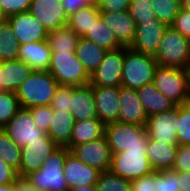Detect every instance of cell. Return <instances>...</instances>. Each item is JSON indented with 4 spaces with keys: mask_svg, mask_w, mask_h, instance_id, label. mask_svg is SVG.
<instances>
[{
    "mask_svg": "<svg viewBox=\"0 0 190 191\" xmlns=\"http://www.w3.org/2000/svg\"><path fill=\"white\" fill-rule=\"evenodd\" d=\"M186 71H187V75H188V83H189V88H190V62L187 65Z\"/></svg>",
    "mask_w": 190,
    "mask_h": 191,
    "instance_id": "cell-54",
    "label": "cell"
},
{
    "mask_svg": "<svg viewBox=\"0 0 190 191\" xmlns=\"http://www.w3.org/2000/svg\"><path fill=\"white\" fill-rule=\"evenodd\" d=\"M80 36L68 25L48 33L47 42L52 53L75 52Z\"/></svg>",
    "mask_w": 190,
    "mask_h": 191,
    "instance_id": "cell-29",
    "label": "cell"
},
{
    "mask_svg": "<svg viewBox=\"0 0 190 191\" xmlns=\"http://www.w3.org/2000/svg\"><path fill=\"white\" fill-rule=\"evenodd\" d=\"M6 19L20 45L47 40L48 31L28 11L11 15Z\"/></svg>",
    "mask_w": 190,
    "mask_h": 191,
    "instance_id": "cell-16",
    "label": "cell"
},
{
    "mask_svg": "<svg viewBox=\"0 0 190 191\" xmlns=\"http://www.w3.org/2000/svg\"><path fill=\"white\" fill-rule=\"evenodd\" d=\"M157 66L155 57L126 47L121 86L137 90L152 83Z\"/></svg>",
    "mask_w": 190,
    "mask_h": 191,
    "instance_id": "cell-3",
    "label": "cell"
},
{
    "mask_svg": "<svg viewBox=\"0 0 190 191\" xmlns=\"http://www.w3.org/2000/svg\"><path fill=\"white\" fill-rule=\"evenodd\" d=\"M84 38L100 46L105 51L122 47L111 28L103 22L101 16L94 22L90 32Z\"/></svg>",
    "mask_w": 190,
    "mask_h": 191,
    "instance_id": "cell-31",
    "label": "cell"
},
{
    "mask_svg": "<svg viewBox=\"0 0 190 191\" xmlns=\"http://www.w3.org/2000/svg\"><path fill=\"white\" fill-rule=\"evenodd\" d=\"M155 16L162 23L171 26L179 12L181 3L174 0H151Z\"/></svg>",
    "mask_w": 190,
    "mask_h": 191,
    "instance_id": "cell-36",
    "label": "cell"
},
{
    "mask_svg": "<svg viewBox=\"0 0 190 191\" xmlns=\"http://www.w3.org/2000/svg\"><path fill=\"white\" fill-rule=\"evenodd\" d=\"M51 53L47 40L21 44L18 60L26 63L33 71H48Z\"/></svg>",
    "mask_w": 190,
    "mask_h": 191,
    "instance_id": "cell-23",
    "label": "cell"
},
{
    "mask_svg": "<svg viewBox=\"0 0 190 191\" xmlns=\"http://www.w3.org/2000/svg\"><path fill=\"white\" fill-rule=\"evenodd\" d=\"M171 27L190 39V11L181 7Z\"/></svg>",
    "mask_w": 190,
    "mask_h": 191,
    "instance_id": "cell-43",
    "label": "cell"
},
{
    "mask_svg": "<svg viewBox=\"0 0 190 191\" xmlns=\"http://www.w3.org/2000/svg\"><path fill=\"white\" fill-rule=\"evenodd\" d=\"M20 108L14 92L0 91V128H3Z\"/></svg>",
    "mask_w": 190,
    "mask_h": 191,
    "instance_id": "cell-37",
    "label": "cell"
},
{
    "mask_svg": "<svg viewBox=\"0 0 190 191\" xmlns=\"http://www.w3.org/2000/svg\"><path fill=\"white\" fill-rule=\"evenodd\" d=\"M63 172L68 189L95 185L101 173L98 169L82 163L71 152L65 158Z\"/></svg>",
    "mask_w": 190,
    "mask_h": 191,
    "instance_id": "cell-18",
    "label": "cell"
},
{
    "mask_svg": "<svg viewBox=\"0 0 190 191\" xmlns=\"http://www.w3.org/2000/svg\"><path fill=\"white\" fill-rule=\"evenodd\" d=\"M101 16L96 3L79 9L69 17L68 26L81 38H84L93 27L94 22Z\"/></svg>",
    "mask_w": 190,
    "mask_h": 191,
    "instance_id": "cell-30",
    "label": "cell"
},
{
    "mask_svg": "<svg viewBox=\"0 0 190 191\" xmlns=\"http://www.w3.org/2000/svg\"><path fill=\"white\" fill-rule=\"evenodd\" d=\"M131 191H166L164 171H152L131 181Z\"/></svg>",
    "mask_w": 190,
    "mask_h": 191,
    "instance_id": "cell-34",
    "label": "cell"
},
{
    "mask_svg": "<svg viewBox=\"0 0 190 191\" xmlns=\"http://www.w3.org/2000/svg\"><path fill=\"white\" fill-rule=\"evenodd\" d=\"M0 158L15 168L19 175L21 147L8 136L3 128H0Z\"/></svg>",
    "mask_w": 190,
    "mask_h": 191,
    "instance_id": "cell-33",
    "label": "cell"
},
{
    "mask_svg": "<svg viewBox=\"0 0 190 191\" xmlns=\"http://www.w3.org/2000/svg\"><path fill=\"white\" fill-rule=\"evenodd\" d=\"M15 190L38 191L34 186H32L31 182L27 179V177H21V176H19L15 182Z\"/></svg>",
    "mask_w": 190,
    "mask_h": 191,
    "instance_id": "cell-50",
    "label": "cell"
},
{
    "mask_svg": "<svg viewBox=\"0 0 190 191\" xmlns=\"http://www.w3.org/2000/svg\"><path fill=\"white\" fill-rule=\"evenodd\" d=\"M174 1H177L178 3H181L183 2V0H174Z\"/></svg>",
    "mask_w": 190,
    "mask_h": 191,
    "instance_id": "cell-57",
    "label": "cell"
},
{
    "mask_svg": "<svg viewBox=\"0 0 190 191\" xmlns=\"http://www.w3.org/2000/svg\"><path fill=\"white\" fill-rule=\"evenodd\" d=\"M58 147L48 135L39 141L31 142L22 147L19 176L26 177L30 173L39 170L43 162Z\"/></svg>",
    "mask_w": 190,
    "mask_h": 191,
    "instance_id": "cell-14",
    "label": "cell"
},
{
    "mask_svg": "<svg viewBox=\"0 0 190 191\" xmlns=\"http://www.w3.org/2000/svg\"><path fill=\"white\" fill-rule=\"evenodd\" d=\"M167 25L157 18L136 25L135 37L129 46L136 52L155 57Z\"/></svg>",
    "mask_w": 190,
    "mask_h": 191,
    "instance_id": "cell-13",
    "label": "cell"
},
{
    "mask_svg": "<svg viewBox=\"0 0 190 191\" xmlns=\"http://www.w3.org/2000/svg\"><path fill=\"white\" fill-rule=\"evenodd\" d=\"M58 86L48 71H33L16 91L20 107L50 105Z\"/></svg>",
    "mask_w": 190,
    "mask_h": 191,
    "instance_id": "cell-1",
    "label": "cell"
},
{
    "mask_svg": "<svg viewBox=\"0 0 190 191\" xmlns=\"http://www.w3.org/2000/svg\"><path fill=\"white\" fill-rule=\"evenodd\" d=\"M137 93L147 116L169 111L177 106L173 101L160 92L153 83L137 89Z\"/></svg>",
    "mask_w": 190,
    "mask_h": 191,
    "instance_id": "cell-26",
    "label": "cell"
},
{
    "mask_svg": "<svg viewBox=\"0 0 190 191\" xmlns=\"http://www.w3.org/2000/svg\"><path fill=\"white\" fill-rule=\"evenodd\" d=\"M28 12L48 31L68 25L62 0H32Z\"/></svg>",
    "mask_w": 190,
    "mask_h": 191,
    "instance_id": "cell-12",
    "label": "cell"
},
{
    "mask_svg": "<svg viewBox=\"0 0 190 191\" xmlns=\"http://www.w3.org/2000/svg\"><path fill=\"white\" fill-rule=\"evenodd\" d=\"M70 152L82 163L101 172L111 168L112 152L105 136L88 143L75 145Z\"/></svg>",
    "mask_w": 190,
    "mask_h": 191,
    "instance_id": "cell-11",
    "label": "cell"
},
{
    "mask_svg": "<svg viewBox=\"0 0 190 191\" xmlns=\"http://www.w3.org/2000/svg\"><path fill=\"white\" fill-rule=\"evenodd\" d=\"M173 171H190V145H178Z\"/></svg>",
    "mask_w": 190,
    "mask_h": 191,
    "instance_id": "cell-44",
    "label": "cell"
},
{
    "mask_svg": "<svg viewBox=\"0 0 190 191\" xmlns=\"http://www.w3.org/2000/svg\"><path fill=\"white\" fill-rule=\"evenodd\" d=\"M100 12H124L129 8L130 0H95Z\"/></svg>",
    "mask_w": 190,
    "mask_h": 191,
    "instance_id": "cell-45",
    "label": "cell"
},
{
    "mask_svg": "<svg viewBox=\"0 0 190 191\" xmlns=\"http://www.w3.org/2000/svg\"><path fill=\"white\" fill-rule=\"evenodd\" d=\"M177 128V144L190 145V106L187 103L178 105Z\"/></svg>",
    "mask_w": 190,
    "mask_h": 191,
    "instance_id": "cell-39",
    "label": "cell"
},
{
    "mask_svg": "<svg viewBox=\"0 0 190 191\" xmlns=\"http://www.w3.org/2000/svg\"><path fill=\"white\" fill-rule=\"evenodd\" d=\"M152 83L176 105L187 103L190 88L186 69L158 65Z\"/></svg>",
    "mask_w": 190,
    "mask_h": 191,
    "instance_id": "cell-6",
    "label": "cell"
},
{
    "mask_svg": "<svg viewBox=\"0 0 190 191\" xmlns=\"http://www.w3.org/2000/svg\"><path fill=\"white\" fill-rule=\"evenodd\" d=\"M62 2L67 16L70 17L79 9L88 7L95 3V0H62Z\"/></svg>",
    "mask_w": 190,
    "mask_h": 191,
    "instance_id": "cell-47",
    "label": "cell"
},
{
    "mask_svg": "<svg viewBox=\"0 0 190 191\" xmlns=\"http://www.w3.org/2000/svg\"><path fill=\"white\" fill-rule=\"evenodd\" d=\"M187 104L190 106V91H189V95H188V99H187Z\"/></svg>",
    "mask_w": 190,
    "mask_h": 191,
    "instance_id": "cell-55",
    "label": "cell"
},
{
    "mask_svg": "<svg viewBox=\"0 0 190 191\" xmlns=\"http://www.w3.org/2000/svg\"><path fill=\"white\" fill-rule=\"evenodd\" d=\"M107 51L95 43L80 38L75 50L76 57L83 64L84 69L91 75L103 61Z\"/></svg>",
    "mask_w": 190,
    "mask_h": 191,
    "instance_id": "cell-28",
    "label": "cell"
},
{
    "mask_svg": "<svg viewBox=\"0 0 190 191\" xmlns=\"http://www.w3.org/2000/svg\"><path fill=\"white\" fill-rule=\"evenodd\" d=\"M164 181H166V191H178L179 171H164Z\"/></svg>",
    "mask_w": 190,
    "mask_h": 191,
    "instance_id": "cell-48",
    "label": "cell"
},
{
    "mask_svg": "<svg viewBox=\"0 0 190 191\" xmlns=\"http://www.w3.org/2000/svg\"><path fill=\"white\" fill-rule=\"evenodd\" d=\"M178 191H190V171H179Z\"/></svg>",
    "mask_w": 190,
    "mask_h": 191,
    "instance_id": "cell-49",
    "label": "cell"
},
{
    "mask_svg": "<svg viewBox=\"0 0 190 191\" xmlns=\"http://www.w3.org/2000/svg\"><path fill=\"white\" fill-rule=\"evenodd\" d=\"M159 66L186 69L190 62V39L168 26L155 56Z\"/></svg>",
    "mask_w": 190,
    "mask_h": 191,
    "instance_id": "cell-4",
    "label": "cell"
},
{
    "mask_svg": "<svg viewBox=\"0 0 190 191\" xmlns=\"http://www.w3.org/2000/svg\"><path fill=\"white\" fill-rule=\"evenodd\" d=\"M32 0H0V11L2 16L7 17L26 12L29 10Z\"/></svg>",
    "mask_w": 190,
    "mask_h": 191,
    "instance_id": "cell-42",
    "label": "cell"
},
{
    "mask_svg": "<svg viewBox=\"0 0 190 191\" xmlns=\"http://www.w3.org/2000/svg\"><path fill=\"white\" fill-rule=\"evenodd\" d=\"M70 112L75 121L98 118L90 83L74 86L71 91Z\"/></svg>",
    "mask_w": 190,
    "mask_h": 191,
    "instance_id": "cell-22",
    "label": "cell"
},
{
    "mask_svg": "<svg viewBox=\"0 0 190 191\" xmlns=\"http://www.w3.org/2000/svg\"><path fill=\"white\" fill-rule=\"evenodd\" d=\"M151 4V0H130L128 11L136 25L156 18Z\"/></svg>",
    "mask_w": 190,
    "mask_h": 191,
    "instance_id": "cell-38",
    "label": "cell"
},
{
    "mask_svg": "<svg viewBox=\"0 0 190 191\" xmlns=\"http://www.w3.org/2000/svg\"><path fill=\"white\" fill-rule=\"evenodd\" d=\"M178 105L162 113H155L147 118L146 131L149 139L163 143H177Z\"/></svg>",
    "mask_w": 190,
    "mask_h": 191,
    "instance_id": "cell-15",
    "label": "cell"
},
{
    "mask_svg": "<svg viewBox=\"0 0 190 191\" xmlns=\"http://www.w3.org/2000/svg\"><path fill=\"white\" fill-rule=\"evenodd\" d=\"M32 72L31 67L18 59L0 62V91L16 93Z\"/></svg>",
    "mask_w": 190,
    "mask_h": 191,
    "instance_id": "cell-21",
    "label": "cell"
},
{
    "mask_svg": "<svg viewBox=\"0 0 190 191\" xmlns=\"http://www.w3.org/2000/svg\"><path fill=\"white\" fill-rule=\"evenodd\" d=\"M70 150L67 147H58L43 162L39 170L27 175V179L38 191H68L63 176V164Z\"/></svg>",
    "mask_w": 190,
    "mask_h": 191,
    "instance_id": "cell-2",
    "label": "cell"
},
{
    "mask_svg": "<svg viewBox=\"0 0 190 191\" xmlns=\"http://www.w3.org/2000/svg\"><path fill=\"white\" fill-rule=\"evenodd\" d=\"M68 191H96L95 185L80 186L76 188L68 189Z\"/></svg>",
    "mask_w": 190,
    "mask_h": 191,
    "instance_id": "cell-51",
    "label": "cell"
},
{
    "mask_svg": "<svg viewBox=\"0 0 190 191\" xmlns=\"http://www.w3.org/2000/svg\"><path fill=\"white\" fill-rule=\"evenodd\" d=\"M74 123L75 119L70 111L53 110L51 125L47 135L59 147H67L70 150V137Z\"/></svg>",
    "mask_w": 190,
    "mask_h": 191,
    "instance_id": "cell-25",
    "label": "cell"
},
{
    "mask_svg": "<svg viewBox=\"0 0 190 191\" xmlns=\"http://www.w3.org/2000/svg\"><path fill=\"white\" fill-rule=\"evenodd\" d=\"M181 6H182L184 9L190 11V0H183Z\"/></svg>",
    "mask_w": 190,
    "mask_h": 191,
    "instance_id": "cell-53",
    "label": "cell"
},
{
    "mask_svg": "<svg viewBox=\"0 0 190 191\" xmlns=\"http://www.w3.org/2000/svg\"><path fill=\"white\" fill-rule=\"evenodd\" d=\"M20 44L7 19L0 21V62L18 59Z\"/></svg>",
    "mask_w": 190,
    "mask_h": 191,
    "instance_id": "cell-32",
    "label": "cell"
},
{
    "mask_svg": "<svg viewBox=\"0 0 190 191\" xmlns=\"http://www.w3.org/2000/svg\"><path fill=\"white\" fill-rule=\"evenodd\" d=\"M105 125L98 119L75 121L70 137V150L75 146L88 143L104 136Z\"/></svg>",
    "mask_w": 190,
    "mask_h": 191,
    "instance_id": "cell-27",
    "label": "cell"
},
{
    "mask_svg": "<svg viewBox=\"0 0 190 191\" xmlns=\"http://www.w3.org/2000/svg\"><path fill=\"white\" fill-rule=\"evenodd\" d=\"M18 177L17 170L0 158V185L15 183Z\"/></svg>",
    "mask_w": 190,
    "mask_h": 191,
    "instance_id": "cell-46",
    "label": "cell"
},
{
    "mask_svg": "<svg viewBox=\"0 0 190 191\" xmlns=\"http://www.w3.org/2000/svg\"><path fill=\"white\" fill-rule=\"evenodd\" d=\"M177 151V143H163L148 137L146 155L154 171L171 170Z\"/></svg>",
    "mask_w": 190,
    "mask_h": 191,
    "instance_id": "cell-24",
    "label": "cell"
},
{
    "mask_svg": "<svg viewBox=\"0 0 190 191\" xmlns=\"http://www.w3.org/2000/svg\"><path fill=\"white\" fill-rule=\"evenodd\" d=\"M101 18L106 26L111 28L122 46L129 47L132 44L136 24L128 10L124 12H101Z\"/></svg>",
    "mask_w": 190,
    "mask_h": 191,
    "instance_id": "cell-20",
    "label": "cell"
},
{
    "mask_svg": "<svg viewBox=\"0 0 190 191\" xmlns=\"http://www.w3.org/2000/svg\"><path fill=\"white\" fill-rule=\"evenodd\" d=\"M0 191H16L15 183H8V184L0 185Z\"/></svg>",
    "mask_w": 190,
    "mask_h": 191,
    "instance_id": "cell-52",
    "label": "cell"
},
{
    "mask_svg": "<svg viewBox=\"0 0 190 191\" xmlns=\"http://www.w3.org/2000/svg\"><path fill=\"white\" fill-rule=\"evenodd\" d=\"M8 136L21 148L43 139L47 133L39 129L29 108L20 107L11 120L3 127Z\"/></svg>",
    "mask_w": 190,
    "mask_h": 191,
    "instance_id": "cell-10",
    "label": "cell"
},
{
    "mask_svg": "<svg viewBox=\"0 0 190 191\" xmlns=\"http://www.w3.org/2000/svg\"><path fill=\"white\" fill-rule=\"evenodd\" d=\"M48 72L59 85L78 86L90 82V75L76 57L75 52L51 53Z\"/></svg>",
    "mask_w": 190,
    "mask_h": 191,
    "instance_id": "cell-7",
    "label": "cell"
},
{
    "mask_svg": "<svg viewBox=\"0 0 190 191\" xmlns=\"http://www.w3.org/2000/svg\"><path fill=\"white\" fill-rule=\"evenodd\" d=\"M104 136L112 154L134 148H147L146 126L119 121L105 125Z\"/></svg>",
    "mask_w": 190,
    "mask_h": 191,
    "instance_id": "cell-5",
    "label": "cell"
},
{
    "mask_svg": "<svg viewBox=\"0 0 190 191\" xmlns=\"http://www.w3.org/2000/svg\"><path fill=\"white\" fill-rule=\"evenodd\" d=\"M92 91L98 119L104 125L118 121L120 87L92 86Z\"/></svg>",
    "mask_w": 190,
    "mask_h": 191,
    "instance_id": "cell-17",
    "label": "cell"
},
{
    "mask_svg": "<svg viewBox=\"0 0 190 191\" xmlns=\"http://www.w3.org/2000/svg\"><path fill=\"white\" fill-rule=\"evenodd\" d=\"M147 148H134L112 154L110 170L133 181L154 171L146 155Z\"/></svg>",
    "mask_w": 190,
    "mask_h": 191,
    "instance_id": "cell-8",
    "label": "cell"
},
{
    "mask_svg": "<svg viewBox=\"0 0 190 191\" xmlns=\"http://www.w3.org/2000/svg\"><path fill=\"white\" fill-rule=\"evenodd\" d=\"M73 89L74 86L72 85H59L51 101V108L53 110L70 111L71 91Z\"/></svg>",
    "mask_w": 190,
    "mask_h": 191,
    "instance_id": "cell-40",
    "label": "cell"
},
{
    "mask_svg": "<svg viewBox=\"0 0 190 191\" xmlns=\"http://www.w3.org/2000/svg\"><path fill=\"white\" fill-rule=\"evenodd\" d=\"M119 100V122L146 126L148 116L137 90L120 86Z\"/></svg>",
    "mask_w": 190,
    "mask_h": 191,
    "instance_id": "cell-19",
    "label": "cell"
},
{
    "mask_svg": "<svg viewBox=\"0 0 190 191\" xmlns=\"http://www.w3.org/2000/svg\"><path fill=\"white\" fill-rule=\"evenodd\" d=\"M126 47L107 51L103 61L90 75V84L97 87H120Z\"/></svg>",
    "mask_w": 190,
    "mask_h": 191,
    "instance_id": "cell-9",
    "label": "cell"
},
{
    "mask_svg": "<svg viewBox=\"0 0 190 191\" xmlns=\"http://www.w3.org/2000/svg\"><path fill=\"white\" fill-rule=\"evenodd\" d=\"M3 19H5V18L2 16L1 11H0V21Z\"/></svg>",
    "mask_w": 190,
    "mask_h": 191,
    "instance_id": "cell-56",
    "label": "cell"
},
{
    "mask_svg": "<svg viewBox=\"0 0 190 191\" xmlns=\"http://www.w3.org/2000/svg\"><path fill=\"white\" fill-rule=\"evenodd\" d=\"M95 189L96 191H131V181L107 170L100 173Z\"/></svg>",
    "mask_w": 190,
    "mask_h": 191,
    "instance_id": "cell-35",
    "label": "cell"
},
{
    "mask_svg": "<svg viewBox=\"0 0 190 191\" xmlns=\"http://www.w3.org/2000/svg\"><path fill=\"white\" fill-rule=\"evenodd\" d=\"M29 109L36 126L45 133H47L50 128L51 119L53 116V109L51 108V106L41 105Z\"/></svg>",
    "mask_w": 190,
    "mask_h": 191,
    "instance_id": "cell-41",
    "label": "cell"
}]
</instances>
